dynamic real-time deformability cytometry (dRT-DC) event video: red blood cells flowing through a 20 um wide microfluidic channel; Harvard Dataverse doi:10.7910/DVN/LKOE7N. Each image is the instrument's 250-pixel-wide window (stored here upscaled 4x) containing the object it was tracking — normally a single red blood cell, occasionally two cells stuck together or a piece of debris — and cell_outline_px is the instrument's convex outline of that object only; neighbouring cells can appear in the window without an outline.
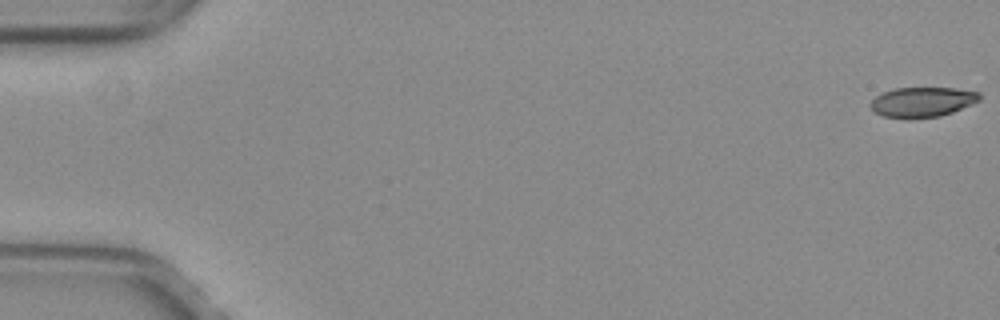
{"species": "common noctule bat (a hibernating species)", "species_latin": "Nyctalus noctula", "temperature_condition": "warm", "stored_images_in_passage": 6, "camera_frame_rate_fps": 3000, "um_per_image_px": 0.085, "animal": {"sex": "female", "body_mass_g": 29.2, "forearm_length_mm": 56.3}, "frame": {"image": 1, "passage_image": 1, "time_ms": 0.0, "image_size_px": [1000, 320], "cell_outline_px": [[980, 100], [972, 104], [952, 112], [940, 116], [884, 116], [876, 112], [868, 104], [876, 96], [884, 92], [896, 88], [956, 88], [980, 92]], "centroid_in_image_um": [78.44, 8.63], "position_along_channel_um": 6.6, "area_um2": 18.38}}